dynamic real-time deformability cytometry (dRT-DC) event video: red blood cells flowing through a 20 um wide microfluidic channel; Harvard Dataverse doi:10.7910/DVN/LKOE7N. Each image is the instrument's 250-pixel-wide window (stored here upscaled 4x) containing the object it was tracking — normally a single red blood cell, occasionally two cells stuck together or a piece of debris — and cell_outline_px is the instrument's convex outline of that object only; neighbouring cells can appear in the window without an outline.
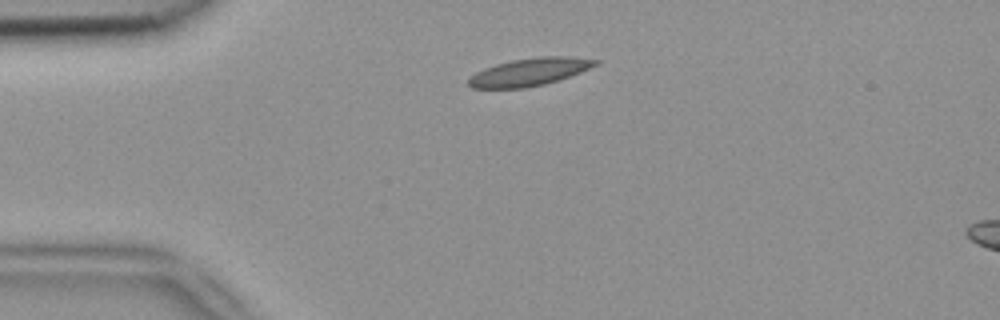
{"species": "common noctule bat (a hibernating species)", "species_latin": "Nyctalus noctula", "temperature_condition": "room temperature", "stored_images_in_passage": 3, "segment_of_instrument_passage": [1, 2], "camera_frame_rate_fps": 3000, "um_per_image_px": 0.085, "animal": {"sex": "female", "body_mass_g": 18.4}, "frame": {"image": 1, "passage_image": 1, "time_ms": 0.0, "image_size_px": [1000, 320], "cell_outline_px": [[600, 64], [580, 72], [544, 84], [524, 88], [472, 88], [468, 84], [468, 80], [476, 72], [484, 68], [496, 64], [512, 60], [540, 56], [572, 56], [600, 60]], "centroid_in_image_um": [45.03, 6.1], "position_along_channel_um": 40.0, "area_um2": 20.35}}